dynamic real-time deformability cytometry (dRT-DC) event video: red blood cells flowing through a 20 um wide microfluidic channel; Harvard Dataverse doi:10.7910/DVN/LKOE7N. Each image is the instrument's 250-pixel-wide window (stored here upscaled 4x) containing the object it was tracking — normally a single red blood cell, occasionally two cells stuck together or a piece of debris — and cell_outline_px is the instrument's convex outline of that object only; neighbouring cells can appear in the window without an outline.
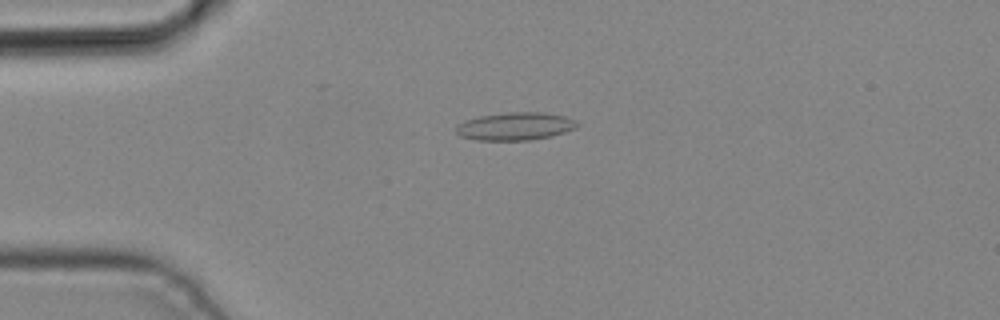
{"species": "common noctule bat (a hibernating species)", "species_latin": "Nyctalus noctula", "temperature_condition": "cold", "stored_images_in_passage": 4, "camera_frame_rate_fps": 3000, "um_per_image_px": 0.085, "animal": {"sex": "male", "body_mass_g": 19.2, "forearm_length_mm": 51.8}, "frame": {"image": 1, "passage_image": 2, "time_ms": 0.333, "image_size_px": [1000, 320], "cell_outline_px": [[580, 124], [576, 128], [552, 136], [528, 140], [476, 140], [460, 136], [456, 132], [456, 128], [464, 120], [480, 116], [504, 112], [544, 112], [564, 116], [576, 120]], "centroid_in_image_um": [43.81, 10.73], "position_along_channel_um": 41.2, "area_um2": 19.71}}
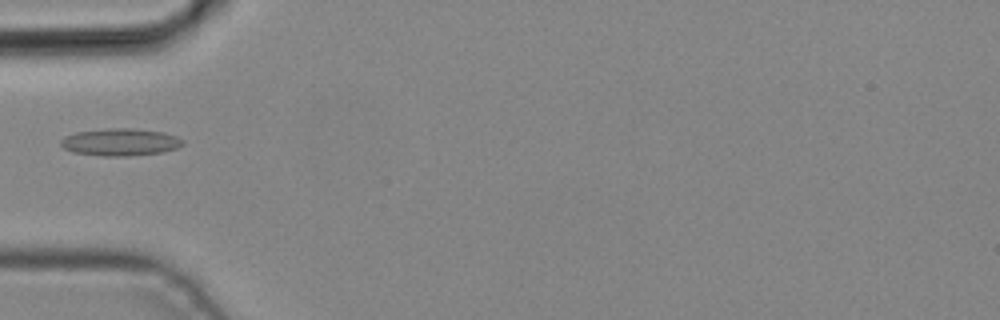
{"frame": {"image": 2, "passage_image": 3, "time_ms": 0.667, "image_size_px": [1000, 320], "cell_outline_px": [[184, 144], [176, 148], [160, 152], [128, 156], [100, 156], [72, 152], [64, 148], [60, 144], [60, 140], [64, 136], [76, 132], [108, 128], [132, 128], [160, 132], [176, 136], [184, 140]], "centroid_in_image_um": [10.18, 12.08], "position_along_channel_um": 74.8, "area_um2": 19.36}}
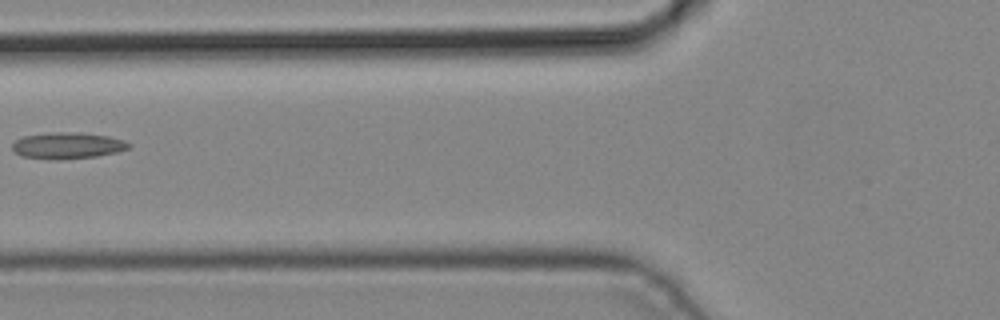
{"frame": {"image": 3, "passage_image": 4, "time_ms": 1.0, "image_size_px": [1000, 320], "cell_outline_px": [[132, 144], [128, 148], [116, 152], [96, 156], [20, 156], [12, 148], [12, 144], [16, 140], [24, 136], [52, 132], [76, 132], [108, 136], [124, 140]], "centroid_in_image_um": [5.79, 12.3], "position_along_channel_um": 120.0, "area_um2": 16.7}}